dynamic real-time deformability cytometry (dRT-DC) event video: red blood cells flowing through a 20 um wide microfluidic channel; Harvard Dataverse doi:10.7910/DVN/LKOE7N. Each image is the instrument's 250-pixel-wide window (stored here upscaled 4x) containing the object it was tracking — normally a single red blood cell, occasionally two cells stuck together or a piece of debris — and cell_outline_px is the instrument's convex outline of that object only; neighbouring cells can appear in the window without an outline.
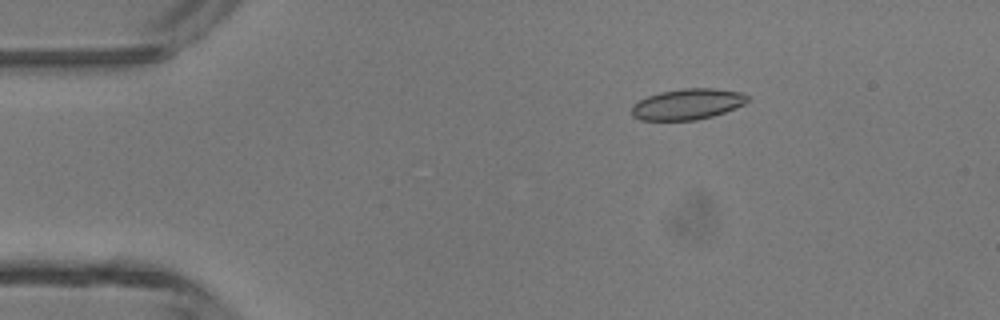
{"species": "common noctule bat (a hibernating species)", "species_latin": "Nyctalus noctula", "temperature_condition": "room temperature", "stored_images_in_passage": 47, "camera_frame_rate_fps": 3000, "um_per_image_px": 0.085, "animal": {"sex": "male", "body_mass_g": 13.3}, "frame": {"image": 1, "passage_image": 8, "time_ms": 2.333, "image_size_px": [1000, 320], "cell_outline_px": [[748, 100], [744, 104], [724, 112], [712, 116], [696, 120], [640, 120], [632, 116], [632, 104], [648, 96], [660, 92], [680, 88], [716, 88], [744, 92], [748, 96]], "centroid_in_image_um": [58.44, 8.84], "position_along_channel_um": 26.6, "area_um2": 20.92}}
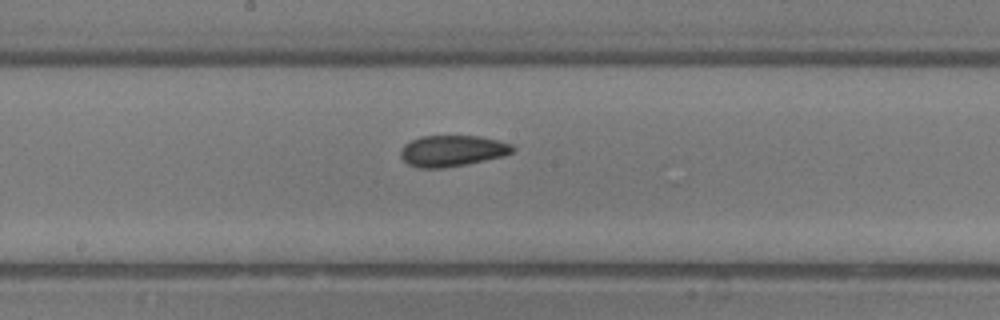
{"frame": {"image": 2, "passage_image": 25, "time_ms": 8.0, "image_size_px": [1000, 320], "cell_outline_px": [[516, 148], [512, 152], [504, 156], [468, 164], [444, 168], [416, 168], [408, 164], [400, 156], [400, 152], [404, 144], [420, 136], [480, 136], [500, 140], [512, 144]], "centroid_in_image_um": [38.46, 12.82], "position_along_channel_um": 209.7, "area_um2": 20.58}}
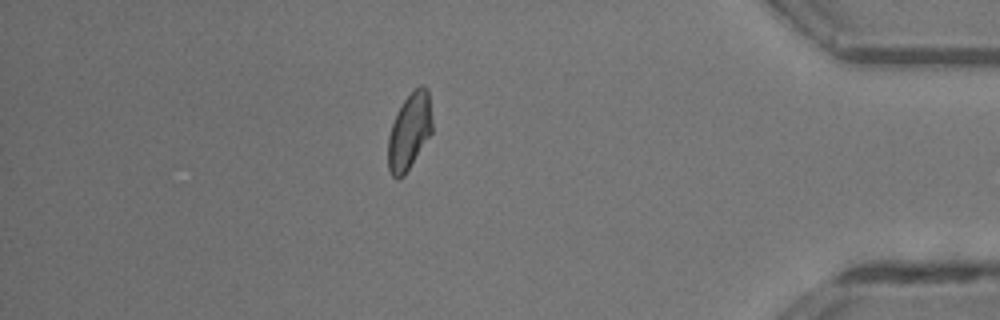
{"frame": {"image": 3, "passage_image": 41, "time_ms": 13.333, "image_size_px": [1000, 320], "cell_outline_px": [[432, 132], [404, 176], [396, 180], [392, 176], [388, 168], [388, 136], [392, 124], [404, 100], [420, 84], [424, 84], [428, 88], [432, 120]], "centroid_in_image_um": [34.8, 11.18], "position_along_channel_um": 400.4, "area_um2": 19.54}, "authors_computed_cell_mechanics": {"area_um2": 20.4034, "velocity_mm_per_s": 4.3644, "shape_relaxation_time_tau1_ms": 9.2535, "shape_relaxation_time_tau2_ms": 2.532, "deformation_change_tau1": 0.1463, "deformation_change_tau2": 0.0786}}